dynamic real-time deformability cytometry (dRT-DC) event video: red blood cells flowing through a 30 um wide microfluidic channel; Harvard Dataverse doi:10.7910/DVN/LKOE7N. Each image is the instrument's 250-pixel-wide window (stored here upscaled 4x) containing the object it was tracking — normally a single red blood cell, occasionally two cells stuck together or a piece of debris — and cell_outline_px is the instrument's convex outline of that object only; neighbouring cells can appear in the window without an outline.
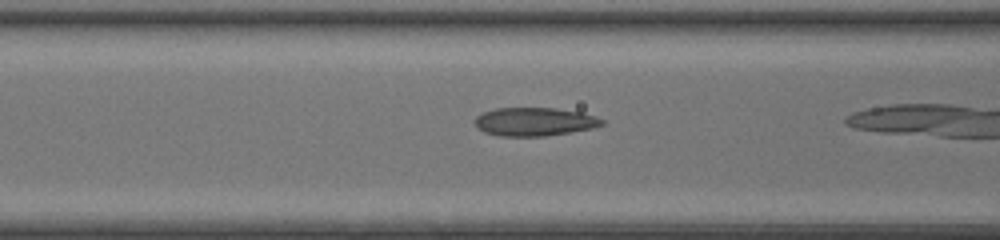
{"species": "common noctule bat (a hibernating species)", "species_latin": "Nyctalus noctula", "temperature_condition": "room temperature", "stored_images_in_passage": 19, "camera_frame_rate_fps": 3000, "um_per_image_px": 0.085, "animal": {"sex": "female", "body_mass_g": 20.0, "forearm_length_mm": 54.0}, "frame": {"image": 1, "passage_image": 11, "time_ms": 3.333, "image_size_px": [1000, 240], "cell_outline_px": [[604, 124], [592, 128], [544, 136], [500, 136], [484, 132], [476, 124], [476, 116], [484, 112], [496, 108], [556, 108], [580, 112], [596, 116], [604, 120]], "centroid_in_image_um": [45.45, 10.34], "position_along_channel_um": 121.2, "area_um2": 20.81}}
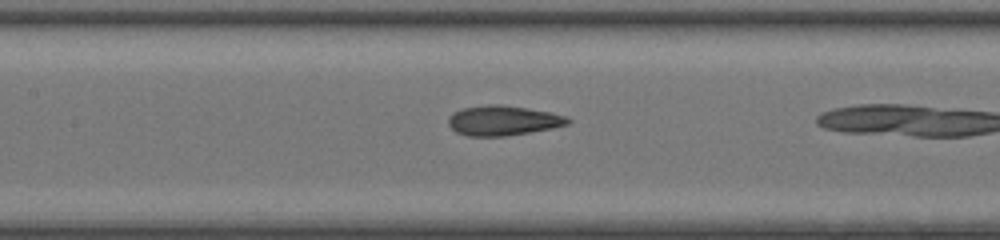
{"frame": {"image": 2, "passage_image": 14, "time_ms": 4.333, "image_size_px": [1000, 240], "cell_outline_px": [[572, 120], [568, 124], [552, 128], [504, 136], [468, 136], [456, 132], [448, 124], [448, 116], [452, 112], [460, 108], [488, 104], [504, 104], [552, 112], [564, 116]], "centroid_in_image_um": [42.72, 10.22], "position_along_channel_um": 164.7, "area_um2": 20.98}}